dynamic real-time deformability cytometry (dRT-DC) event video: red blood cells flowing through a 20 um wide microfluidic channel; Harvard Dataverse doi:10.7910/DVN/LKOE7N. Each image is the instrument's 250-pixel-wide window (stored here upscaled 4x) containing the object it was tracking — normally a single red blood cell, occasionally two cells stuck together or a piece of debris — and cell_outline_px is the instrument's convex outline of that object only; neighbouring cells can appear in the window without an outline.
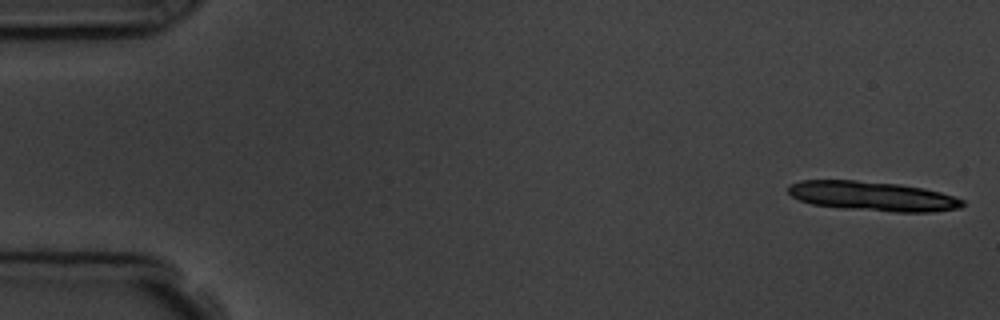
{"species": "common noctule bat (a hibernating species)", "species_latin": "Nyctalus noctula", "temperature_condition": "room temperature", "stored_images_in_passage": 6, "segment_of_instrument_passage": [1, 2], "camera_frame_rate_fps": 3000, "um_per_image_px": 0.085, "animal": {"sex": "male", "body_mass_g": 19.5, "forearm_length_mm": 54.6}, "frame": {"image": 1, "passage_image": 1, "time_ms": 0.0, "image_size_px": [1000, 320], "cell_outline_px": [[964, 204], [960, 208], [932, 212], [896, 212], [840, 208], [812, 204], [800, 200], [792, 196], [788, 192], [788, 188], [792, 184], [800, 180], [856, 180], [900, 184], [924, 188], [940, 192], [964, 200]], "centroid_in_image_um": [74.18, 16.67], "position_along_channel_um": 10.8, "area_um2": 30.0}}